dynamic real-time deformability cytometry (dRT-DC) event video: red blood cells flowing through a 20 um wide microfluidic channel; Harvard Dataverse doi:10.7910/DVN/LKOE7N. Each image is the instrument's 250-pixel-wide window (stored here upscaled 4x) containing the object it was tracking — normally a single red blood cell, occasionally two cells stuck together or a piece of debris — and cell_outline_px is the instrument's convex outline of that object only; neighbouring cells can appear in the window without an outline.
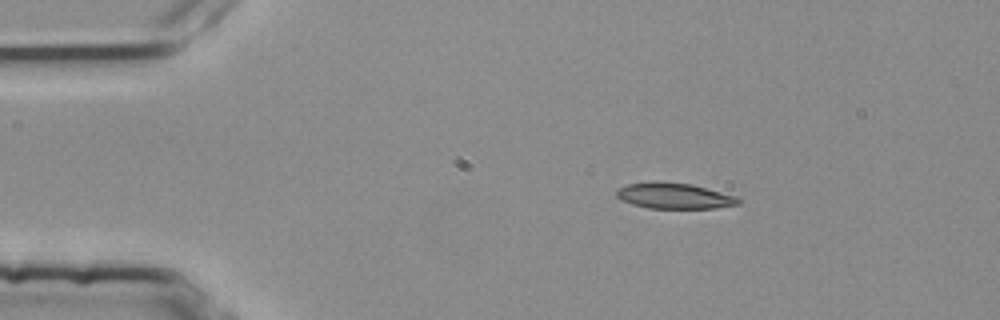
{"species": "common noctule bat (a hibernating species)", "species_latin": "Nyctalus noctula", "temperature_condition": "room temperature", "stored_images_in_passage": 3, "camera_frame_rate_fps": 3000, "um_per_image_px": 0.085, "animal": {"sex": "female", "body_mass_g": 25.1}, "frame": {"image": 1, "passage_image": 2, "time_ms": 0.333, "image_size_px": [1000, 320], "cell_outline_px": [[740, 204], [716, 208], [648, 208], [632, 204], [620, 200], [616, 196], [616, 192], [620, 188], [628, 184], [692, 184], [736, 196], [740, 200]], "centroid_in_image_um": [57.36, 16.7], "position_along_channel_um": 27.6, "area_um2": 17.51}}
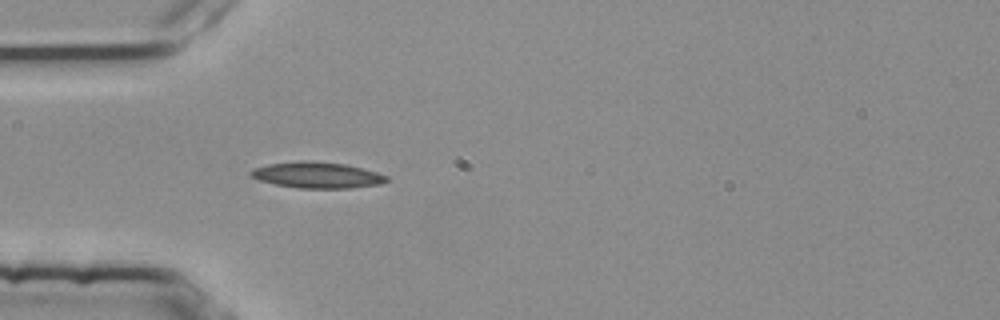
{"frame": {"image": 2, "passage_image": 3, "time_ms": 0.667, "image_size_px": [1000, 320], "cell_outline_px": [[392, 180], [380, 184], [352, 188], [300, 188], [276, 184], [260, 180], [252, 176], [248, 172], [252, 168], [268, 164], [300, 160], [312, 160], [344, 164], [376, 172], [388, 176]], "centroid_in_image_um": [26.97, 14.87], "position_along_channel_um": 58.0, "area_um2": 20.69}}